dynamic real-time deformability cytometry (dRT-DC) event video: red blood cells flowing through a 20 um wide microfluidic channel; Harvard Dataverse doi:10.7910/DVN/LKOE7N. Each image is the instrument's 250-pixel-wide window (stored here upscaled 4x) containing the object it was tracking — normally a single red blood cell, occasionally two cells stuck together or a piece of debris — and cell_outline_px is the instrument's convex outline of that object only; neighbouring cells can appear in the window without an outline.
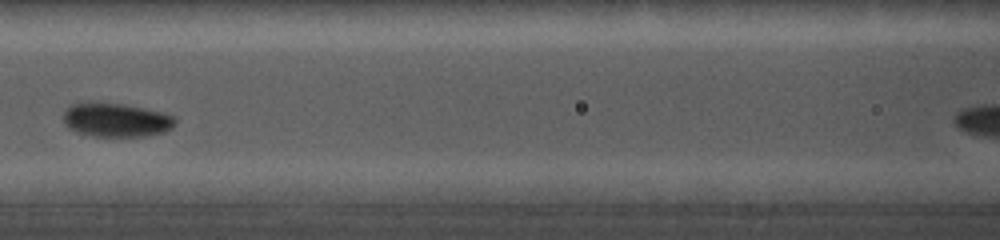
{"species": "common noctule bat (a hibernating species)", "species_latin": "Nyctalus noctula", "temperature_condition": "cold", "stored_images_in_passage": 13, "camera_frame_rate_fps": 5000, "um_per_image_px": 0.085, "animal": {"sex": "female", "body_mass_g": 19.0, "forearm_length_mm": 56.7}, "frame": {"image": 1, "passage_image": 9, "time_ms": 5.4, "image_size_px": [1000, 240], "cell_outline_px": [[172, 124], [168, 128], [160, 132], [144, 136], [96, 136], [80, 132], [72, 128], [68, 120], [68, 116], [76, 108], [120, 108], [144, 112], [164, 116], [172, 120]], "centroid_in_image_um": [9.96, 10.38], "position_along_channel_um": 156.6, "area_um2": 17.22}}